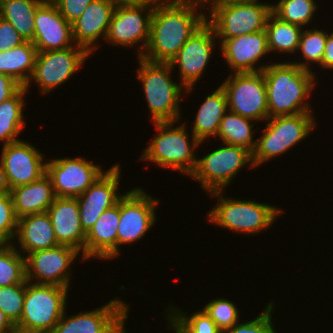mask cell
Here are the masks:
<instances>
[{
  "label": "cell",
  "instance_id": "obj_2",
  "mask_svg": "<svg viewBox=\"0 0 333 333\" xmlns=\"http://www.w3.org/2000/svg\"><path fill=\"white\" fill-rule=\"evenodd\" d=\"M263 75L269 118L314 112L308 100L309 94L318 84L315 72L301 69L289 61H282L269 64L263 70Z\"/></svg>",
  "mask_w": 333,
  "mask_h": 333
},
{
  "label": "cell",
  "instance_id": "obj_13",
  "mask_svg": "<svg viewBox=\"0 0 333 333\" xmlns=\"http://www.w3.org/2000/svg\"><path fill=\"white\" fill-rule=\"evenodd\" d=\"M155 3H145L137 6L115 7L111 22L105 36V42L113 46L131 47L138 45L136 57L145 53L149 39L151 18Z\"/></svg>",
  "mask_w": 333,
  "mask_h": 333
},
{
  "label": "cell",
  "instance_id": "obj_47",
  "mask_svg": "<svg viewBox=\"0 0 333 333\" xmlns=\"http://www.w3.org/2000/svg\"><path fill=\"white\" fill-rule=\"evenodd\" d=\"M114 7L120 6H137L145 3H155L156 0H107Z\"/></svg>",
  "mask_w": 333,
  "mask_h": 333
},
{
  "label": "cell",
  "instance_id": "obj_45",
  "mask_svg": "<svg viewBox=\"0 0 333 333\" xmlns=\"http://www.w3.org/2000/svg\"><path fill=\"white\" fill-rule=\"evenodd\" d=\"M250 0H204L201 3L202 8L204 9L203 11H205L207 8L210 14L216 7L225 5V4H231V3H239V2H247Z\"/></svg>",
  "mask_w": 333,
  "mask_h": 333
},
{
  "label": "cell",
  "instance_id": "obj_26",
  "mask_svg": "<svg viewBox=\"0 0 333 333\" xmlns=\"http://www.w3.org/2000/svg\"><path fill=\"white\" fill-rule=\"evenodd\" d=\"M9 192L18 219L27 215L47 212L56 197L51 179L47 174L27 185L17 186Z\"/></svg>",
  "mask_w": 333,
  "mask_h": 333
},
{
  "label": "cell",
  "instance_id": "obj_6",
  "mask_svg": "<svg viewBox=\"0 0 333 333\" xmlns=\"http://www.w3.org/2000/svg\"><path fill=\"white\" fill-rule=\"evenodd\" d=\"M69 288L35 284L26 280L23 313L17 333H51L67 310Z\"/></svg>",
  "mask_w": 333,
  "mask_h": 333
},
{
  "label": "cell",
  "instance_id": "obj_10",
  "mask_svg": "<svg viewBox=\"0 0 333 333\" xmlns=\"http://www.w3.org/2000/svg\"><path fill=\"white\" fill-rule=\"evenodd\" d=\"M228 109L254 121L269 118L267 89L263 71L231 73L221 83Z\"/></svg>",
  "mask_w": 333,
  "mask_h": 333
},
{
  "label": "cell",
  "instance_id": "obj_20",
  "mask_svg": "<svg viewBox=\"0 0 333 333\" xmlns=\"http://www.w3.org/2000/svg\"><path fill=\"white\" fill-rule=\"evenodd\" d=\"M218 46L227 67L233 73L260 72L269 65L268 63L259 65L261 58L263 59L270 53L266 30L232 39H220Z\"/></svg>",
  "mask_w": 333,
  "mask_h": 333
},
{
  "label": "cell",
  "instance_id": "obj_31",
  "mask_svg": "<svg viewBox=\"0 0 333 333\" xmlns=\"http://www.w3.org/2000/svg\"><path fill=\"white\" fill-rule=\"evenodd\" d=\"M252 121L256 122L228 109L220 121L216 137L224 144L240 146L253 152L256 140L253 136L255 124Z\"/></svg>",
  "mask_w": 333,
  "mask_h": 333
},
{
  "label": "cell",
  "instance_id": "obj_21",
  "mask_svg": "<svg viewBox=\"0 0 333 333\" xmlns=\"http://www.w3.org/2000/svg\"><path fill=\"white\" fill-rule=\"evenodd\" d=\"M35 35L32 43L37 52L64 50L75 46L70 24L52 0H44L34 16Z\"/></svg>",
  "mask_w": 333,
  "mask_h": 333
},
{
  "label": "cell",
  "instance_id": "obj_32",
  "mask_svg": "<svg viewBox=\"0 0 333 333\" xmlns=\"http://www.w3.org/2000/svg\"><path fill=\"white\" fill-rule=\"evenodd\" d=\"M269 52L298 54L303 27L282 21L273 13L267 19L266 27Z\"/></svg>",
  "mask_w": 333,
  "mask_h": 333
},
{
  "label": "cell",
  "instance_id": "obj_8",
  "mask_svg": "<svg viewBox=\"0 0 333 333\" xmlns=\"http://www.w3.org/2000/svg\"><path fill=\"white\" fill-rule=\"evenodd\" d=\"M246 165L255 167L251 151L223 143V147L197 158L195 170L190 177L199 182L206 193L225 191Z\"/></svg>",
  "mask_w": 333,
  "mask_h": 333
},
{
  "label": "cell",
  "instance_id": "obj_43",
  "mask_svg": "<svg viewBox=\"0 0 333 333\" xmlns=\"http://www.w3.org/2000/svg\"><path fill=\"white\" fill-rule=\"evenodd\" d=\"M21 87L12 77L0 73V103L12 97Z\"/></svg>",
  "mask_w": 333,
  "mask_h": 333
},
{
  "label": "cell",
  "instance_id": "obj_12",
  "mask_svg": "<svg viewBox=\"0 0 333 333\" xmlns=\"http://www.w3.org/2000/svg\"><path fill=\"white\" fill-rule=\"evenodd\" d=\"M88 57L90 54L77 45L64 50L37 52L34 71L25 86L26 90H29L31 83L36 82L41 95H48L80 70Z\"/></svg>",
  "mask_w": 333,
  "mask_h": 333
},
{
  "label": "cell",
  "instance_id": "obj_16",
  "mask_svg": "<svg viewBox=\"0 0 333 333\" xmlns=\"http://www.w3.org/2000/svg\"><path fill=\"white\" fill-rule=\"evenodd\" d=\"M78 255L79 251L66 245L34 251L25 257L26 280L69 288L71 265Z\"/></svg>",
  "mask_w": 333,
  "mask_h": 333
},
{
  "label": "cell",
  "instance_id": "obj_49",
  "mask_svg": "<svg viewBox=\"0 0 333 333\" xmlns=\"http://www.w3.org/2000/svg\"><path fill=\"white\" fill-rule=\"evenodd\" d=\"M185 1H194V2L202 3L204 0H185Z\"/></svg>",
  "mask_w": 333,
  "mask_h": 333
},
{
  "label": "cell",
  "instance_id": "obj_39",
  "mask_svg": "<svg viewBox=\"0 0 333 333\" xmlns=\"http://www.w3.org/2000/svg\"><path fill=\"white\" fill-rule=\"evenodd\" d=\"M18 227L13 199L9 191L0 193V243H13Z\"/></svg>",
  "mask_w": 333,
  "mask_h": 333
},
{
  "label": "cell",
  "instance_id": "obj_42",
  "mask_svg": "<svg viewBox=\"0 0 333 333\" xmlns=\"http://www.w3.org/2000/svg\"><path fill=\"white\" fill-rule=\"evenodd\" d=\"M26 42L9 21L0 17V52L9 51Z\"/></svg>",
  "mask_w": 333,
  "mask_h": 333
},
{
  "label": "cell",
  "instance_id": "obj_36",
  "mask_svg": "<svg viewBox=\"0 0 333 333\" xmlns=\"http://www.w3.org/2000/svg\"><path fill=\"white\" fill-rule=\"evenodd\" d=\"M318 10L315 0H280L272 4V13L282 21L296 24L301 27L307 26Z\"/></svg>",
  "mask_w": 333,
  "mask_h": 333
},
{
  "label": "cell",
  "instance_id": "obj_41",
  "mask_svg": "<svg viewBox=\"0 0 333 333\" xmlns=\"http://www.w3.org/2000/svg\"><path fill=\"white\" fill-rule=\"evenodd\" d=\"M58 7L60 14L72 24L85 8L94 0H52Z\"/></svg>",
  "mask_w": 333,
  "mask_h": 333
},
{
  "label": "cell",
  "instance_id": "obj_46",
  "mask_svg": "<svg viewBox=\"0 0 333 333\" xmlns=\"http://www.w3.org/2000/svg\"><path fill=\"white\" fill-rule=\"evenodd\" d=\"M0 333H17L15 326L0 309Z\"/></svg>",
  "mask_w": 333,
  "mask_h": 333
},
{
  "label": "cell",
  "instance_id": "obj_1",
  "mask_svg": "<svg viewBox=\"0 0 333 333\" xmlns=\"http://www.w3.org/2000/svg\"><path fill=\"white\" fill-rule=\"evenodd\" d=\"M199 7L200 12H197ZM201 9L199 2L156 0L150 39L142 58L155 63H170L193 33L206 22L208 11L202 12Z\"/></svg>",
  "mask_w": 333,
  "mask_h": 333
},
{
  "label": "cell",
  "instance_id": "obj_35",
  "mask_svg": "<svg viewBox=\"0 0 333 333\" xmlns=\"http://www.w3.org/2000/svg\"><path fill=\"white\" fill-rule=\"evenodd\" d=\"M327 36L328 32L323 31V29H303L300 37L298 52L300 50V55L302 54V59L305 60L301 62H290L298 65L301 69L314 72V70L311 68L312 63L314 65L318 64L320 66L324 55Z\"/></svg>",
  "mask_w": 333,
  "mask_h": 333
},
{
  "label": "cell",
  "instance_id": "obj_30",
  "mask_svg": "<svg viewBox=\"0 0 333 333\" xmlns=\"http://www.w3.org/2000/svg\"><path fill=\"white\" fill-rule=\"evenodd\" d=\"M44 0H0V17L9 21L25 41L35 35L34 16Z\"/></svg>",
  "mask_w": 333,
  "mask_h": 333
},
{
  "label": "cell",
  "instance_id": "obj_19",
  "mask_svg": "<svg viewBox=\"0 0 333 333\" xmlns=\"http://www.w3.org/2000/svg\"><path fill=\"white\" fill-rule=\"evenodd\" d=\"M121 173L120 164L111 165L83 194L77 197L80 223L85 233L94 226L105 210L116 205L123 196L119 192Z\"/></svg>",
  "mask_w": 333,
  "mask_h": 333
},
{
  "label": "cell",
  "instance_id": "obj_27",
  "mask_svg": "<svg viewBox=\"0 0 333 333\" xmlns=\"http://www.w3.org/2000/svg\"><path fill=\"white\" fill-rule=\"evenodd\" d=\"M228 110L227 96L224 89L220 86L214 92L205 97L204 102L198 108L192 134L200 141L216 136L220 121Z\"/></svg>",
  "mask_w": 333,
  "mask_h": 333
},
{
  "label": "cell",
  "instance_id": "obj_14",
  "mask_svg": "<svg viewBox=\"0 0 333 333\" xmlns=\"http://www.w3.org/2000/svg\"><path fill=\"white\" fill-rule=\"evenodd\" d=\"M129 307L116 297L102 307L72 316H66L65 310L51 333H126Z\"/></svg>",
  "mask_w": 333,
  "mask_h": 333
},
{
  "label": "cell",
  "instance_id": "obj_7",
  "mask_svg": "<svg viewBox=\"0 0 333 333\" xmlns=\"http://www.w3.org/2000/svg\"><path fill=\"white\" fill-rule=\"evenodd\" d=\"M313 112L292 116L268 118L262 135L257 138L252 152L255 168L260 164L287 153L295 145L308 138L317 125Z\"/></svg>",
  "mask_w": 333,
  "mask_h": 333
},
{
  "label": "cell",
  "instance_id": "obj_37",
  "mask_svg": "<svg viewBox=\"0 0 333 333\" xmlns=\"http://www.w3.org/2000/svg\"><path fill=\"white\" fill-rule=\"evenodd\" d=\"M25 294L26 281L21 284L0 287V309L14 326L19 323L23 313Z\"/></svg>",
  "mask_w": 333,
  "mask_h": 333
},
{
  "label": "cell",
  "instance_id": "obj_4",
  "mask_svg": "<svg viewBox=\"0 0 333 333\" xmlns=\"http://www.w3.org/2000/svg\"><path fill=\"white\" fill-rule=\"evenodd\" d=\"M137 60L136 77L142 83L152 123L180 121V101L186 97V88L173 81L174 69L169 63L150 62L142 57Z\"/></svg>",
  "mask_w": 333,
  "mask_h": 333
},
{
  "label": "cell",
  "instance_id": "obj_40",
  "mask_svg": "<svg viewBox=\"0 0 333 333\" xmlns=\"http://www.w3.org/2000/svg\"><path fill=\"white\" fill-rule=\"evenodd\" d=\"M265 307L261 314L253 320L245 321V323L243 320L241 323L239 321L224 333H278L272 320L274 303L270 301Z\"/></svg>",
  "mask_w": 333,
  "mask_h": 333
},
{
  "label": "cell",
  "instance_id": "obj_25",
  "mask_svg": "<svg viewBox=\"0 0 333 333\" xmlns=\"http://www.w3.org/2000/svg\"><path fill=\"white\" fill-rule=\"evenodd\" d=\"M16 249L26 257L28 254L59 245L50 216L47 212L27 215L18 219L15 236ZM19 243V244H18Z\"/></svg>",
  "mask_w": 333,
  "mask_h": 333
},
{
  "label": "cell",
  "instance_id": "obj_3",
  "mask_svg": "<svg viewBox=\"0 0 333 333\" xmlns=\"http://www.w3.org/2000/svg\"><path fill=\"white\" fill-rule=\"evenodd\" d=\"M183 123L175 128L177 121L154 122L157 135L143 149L139 159L153 162L158 167L175 170L190 178L197 164L195 150L200 148L202 142L193 134H191L190 140L185 125L187 123Z\"/></svg>",
  "mask_w": 333,
  "mask_h": 333
},
{
  "label": "cell",
  "instance_id": "obj_48",
  "mask_svg": "<svg viewBox=\"0 0 333 333\" xmlns=\"http://www.w3.org/2000/svg\"><path fill=\"white\" fill-rule=\"evenodd\" d=\"M7 191H8V187L6 185L5 178H4V173H3V168H2V165L0 163V193L1 192H7Z\"/></svg>",
  "mask_w": 333,
  "mask_h": 333
},
{
  "label": "cell",
  "instance_id": "obj_15",
  "mask_svg": "<svg viewBox=\"0 0 333 333\" xmlns=\"http://www.w3.org/2000/svg\"><path fill=\"white\" fill-rule=\"evenodd\" d=\"M105 171L93 161L81 157L50 159L46 174L50 177L56 197L77 198Z\"/></svg>",
  "mask_w": 333,
  "mask_h": 333
},
{
  "label": "cell",
  "instance_id": "obj_28",
  "mask_svg": "<svg viewBox=\"0 0 333 333\" xmlns=\"http://www.w3.org/2000/svg\"><path fill=\"white\" fill-rule=\"evenodd\" d=\"M37 55L35 45L26 41L9 51L0 52V73L6 74L25 87L34 71Z\"/></svg>",
  "mask_w": 333,
  "mask_h": 333
},
{
  "label": "cell",
  "instance_id": "obj_24",
  "mask_svg": "<svg viewBox=\"0 0 333 333\" xmlns=\"http://www.w3.org/2000/svg\"><path fill=\"white\" fill-rule=\"evenodd\" d=\"M120 221V199L105 210L86 233L85 261L90 258L113 260L117 258V231Z\"/></svg>",
  "mask_w": 333,
  "mask_h": 333
},
{
  "label": "cell",
  "instance_id": "obj_38",
  "mask_svg": "<svg viewBox=\"0 0 333 333\" xmlns=\"http://www.w3.org/2000/svg\"><path fill=\"white\" fill-rule=\"evenodd\" d=\"M224 333L240 320V312L235 303L226 298H217L209 301L202 308Z\"/></svg>",
  "mask_w": 333,
  "mask_h": 333
},
{
  "label": "cell",
  "instance_id": "obj_5",
  "mask_svg": "<svg viewBox=\"0 0 333 333\" xmlns=\"http://www.w3.org/2000/svg\"><path fill=\"white\" fill-rule=\"evenodd\" d=\"M225 191L211 192L217 204L206 214L208 221L232 232L259 234L272 227L277 218L284 213L282 208L254 200L224 197Z\"/></svg>",
  "mask_w": 333,
  "mask_h": 333
},
{
  "label": "cell",
  "instance_id": "obj_29",
  "mask_svg": "<svg viewBox=\"0 0 333 333\" xmlns=\"http://www.w3.org/2000/svg\"><path fill=\"white\" fill-rule=\"evenodd\" d=\"M27 91L21 87L12 97L0 103V141L2 146L21 140L19 134L25 128L24 107Z\"/></svg>",
  "mask_w": 333,
  "mask_h": 333
},
{
  "label": "cell",
  "instance_id": "obj_23",
  "mask_svg": "<svg viewBox=\"0 0 333 333\" xmlns=\"http://www.w3.org/2000/svg\"><path fill=\"white\" fill-rule=\"evenodd\" d=\"M115 7L107 0H94L82 15L72 23L74 43L92 55L99 46V38L105 39Z\"/></svg>",
  "mask_w": 333,
  "mask_h": 333
},
{
  "label": "cell",
  "instance_id": "obj_9",
  "mask_svg": "<svg viewBox=\"0 0 333 333\" xmlns=\"http://www.w3.org/2000/svg\"><path fill=\"white\" fill-rule=\"evenodd\" d=\"M272 4L260 0L225 4L216 7L206 21L213 27L218 41L232 39L265 30Z\"/></svg>",
  "mask_w": 333,
  "mask_h": 333
},
{
  "label": "cell",
  "instance_id": "obj_22",
  "mask_svg": "<svg viewBox=\"0 0 333 333\" xmlns=\"http://www.w3.org/2000/svg\"><path fill=\"white\" fill-rule=\"evenodd\" d=\"M57 243L75 248L85 260L86 233L81 227L77 198L55 197L47 209Z\"/></svg>",
  "mask_w": 333,
  "mask_h": 333
},
{
  "label": "cell",
  "instance_id": "obj_33",
  "mask_svg": "<svg viewBox=\"0 0 333 333\" xmlns=\"http://www.w3.org/2000/svg\"><path fill=\"white\" fill-rule=\"evenodd\" d=\"M165 313L169 323L167 327L175 333H223L203 309L190 316L183 310L170 305Z\"/></svg>",
  "mask_w": 333,
  "mask_h": 333
},
{
  "label": "cell",
  "instance_id": "obj_17",
  "mask_svg": "<svg viewBox=\"0 0 333 333\" xmlns=\"http://www.w3.org/2000/svg\"><path fill=\"white\" fill-rule=\"evenodd\" d=\"M213 27L206 21L186 41L176 56L170 61V66L179 67L180 82L186 88V93L201 79L213 55L217 38Z\"/></svg>",
  "mask_w": 333,
  "mask_h": 333
},
{
  "label": "cell",
  "instance_id": "obj_44",
  "mask_svg": "<svg viewBox=\"0 0 333 333\" xmlns=\"http://www.w3.org/2000/svg\"><path fill=\"white\" fill-rule=\"evenodd\" d=\"M319 67L328 70L333 69V32L329 33L327 36L324 55Z\"/></svg>",
  "mask_w": 333,
  "mask_h": 333
},
{
  "label": "cell",
  "instance_id": "obj_18",
  "mask_svg": "<svg viewBox=\"0 0 333 333\" xmlns=\"http://www.w3.org/2000/svg\"><path fill=\"white\" fill-rule=\"evenodd\" d=\"M1 151L0 163L8 191L46 174L45 156L30 142L18 140L4 145Z\"/></svg>",
  "mask_w": 333,
  "mask_h": 333
},
{
  "label": "cell",
  "instance_id": "obj_11",
  "mask_svg": "<svg viewBox=\"0 0 333 333\" xmlns=\"http://www.w3.org/2000/svg\"><path fill=\"white\" fill-rule=\"evenodd\" d=\"M159 200L149 195L143 188L134 187L120 198V221L117 231V256L120 245L135 243L145 237L156 223V205Z\"/></svg>",
  "mask_w": 333,
  "mask_h": 333
},
{
  "label": "cell",
  "instance_id": "obj_34",
  "mask_svg": "<svg viewBox=\"0 0 333 333\" xmlns=\"http://www.w3.org/2000/svg\"><path fill=\"white\" fill-rule=\"evenodd\" d=\"M15 243H0V287L26 281L25 257Z\"/></svg>",
  "mask_w": 333,
  "mask_h": 333
}]
</instances>
